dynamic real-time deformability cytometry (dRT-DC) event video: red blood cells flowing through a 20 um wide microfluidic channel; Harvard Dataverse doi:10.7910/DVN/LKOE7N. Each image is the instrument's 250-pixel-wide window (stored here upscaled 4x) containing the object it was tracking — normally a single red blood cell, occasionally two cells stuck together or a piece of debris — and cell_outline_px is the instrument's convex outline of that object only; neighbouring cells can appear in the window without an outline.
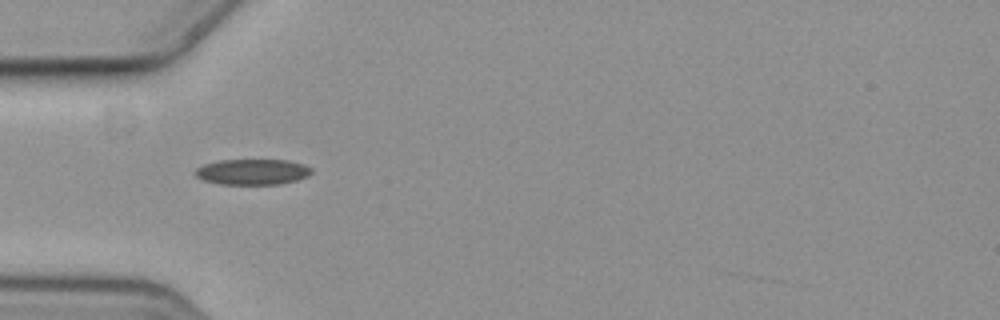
{"species": "common noctule bat (a hibernating species)", "species_latin": "Nyctalus noctula", "temperature_condition": "cold", "stored_images_in_passage": 27, "camera_frame_rate_fps": 3000, "um_per_image_px": 0.085, "animal": {"sex": "female", "body_mass_g": 19.3, "forearm_length_mm": 54.1}, "frame": {"image": 1, "passage_image": 1, "time_ms": 0.0, "image_size_px": [1000, 320], "cell_outline_px": [[312, 172], [308, 176], [296, 180], [280, 184], [220, 184], [204, 180], [196, 176], [196, 168], [204, 164], [220, 160], [288, 160], [304, 164], [312, 168]], "centroid_in_image_um": [21.49, 14.6], "position_along_channel_um": 63.5, "area_um2": 17.34}}
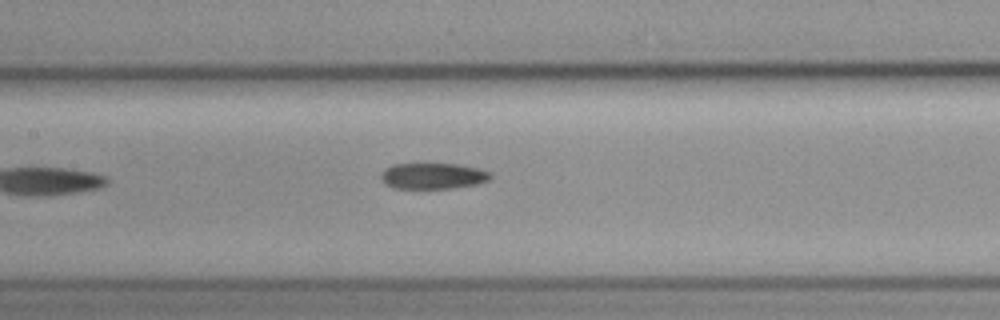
{"frame": {"image": 2, "passage_image": 10, "time_ms": 3.0, "image_size_px": [1000, 320], "cell_outline_px": [[492, 176], [488, 180], [476, 184], [452, 188], [392, 188], [384, 184], [380, 176], [380, 172], [384, 168], [392, 164], [456, 164], [476, 168], [492, 172]], "centroid_in_image_um": [36.75, 14.95], "position_along_channel_um": 170.7, "area_um2": 16.65}}
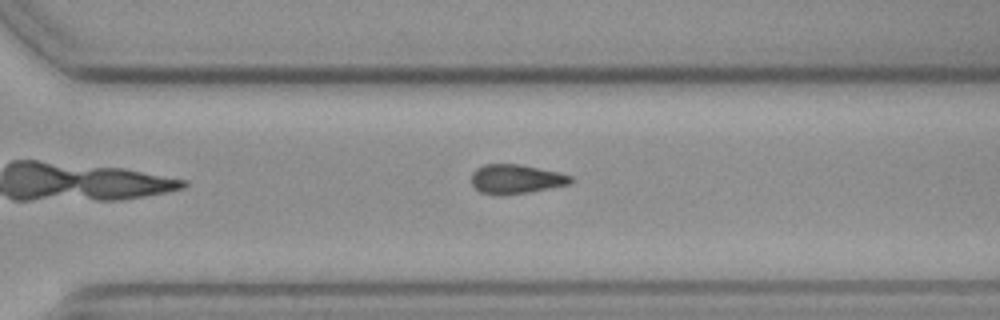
{"frame": {"image": 3, "passage_image": 23, "time_ms": 7.333, "image_size_px": [1000, 320], "cell_outline_px": [[576, 180], [572, 184], [528, 192], [496, 196], [480, 192], [472, 184], [472, 172], [476, 168], [484, 164], [520, 164], [560, 172], [572, 176]], "centroid_in_image_um": [43.9, 15.22], "position_along_channel_um": 326.7, "area_um2": 17.22}}